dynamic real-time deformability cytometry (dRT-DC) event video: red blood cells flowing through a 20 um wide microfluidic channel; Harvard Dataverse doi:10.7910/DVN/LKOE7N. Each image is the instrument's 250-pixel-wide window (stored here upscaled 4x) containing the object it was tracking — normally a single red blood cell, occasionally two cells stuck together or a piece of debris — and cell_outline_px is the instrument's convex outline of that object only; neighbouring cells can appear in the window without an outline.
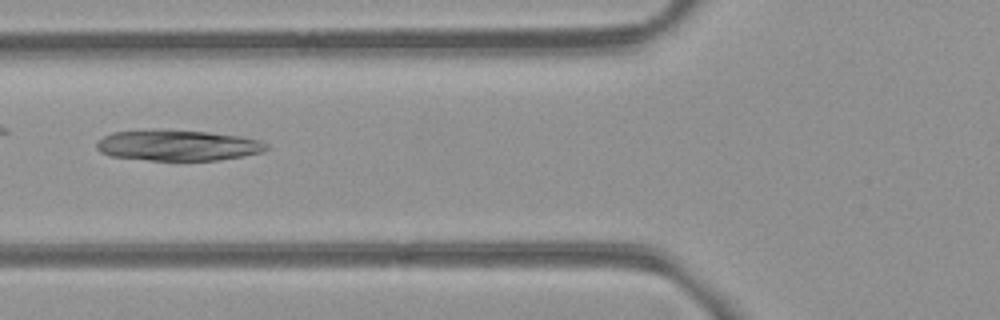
{"species": "common noctule bat (a hibernating species)", "species_latin": "Nyctalus noctula", "temperature_condition": "room temperature", "stored_images_in_passage": 6, "camera_frame_rate_fps": 3000, "um_per_image_px": 0.085, "animal": {"sex": "female", "body_mass_g": 21.9}, "frame": {"image": 1, "passage_image": 5, "time_ms": 5.667, "image_size_px": [1000, 320], "cell_outline_px": [[268, 148], [260, 152], [240, 156], [216, 160], [148, 160], [112, 156], [100, 152], [96, 148], [96, 144], [104, 136], [112, 132], [208, 132], [240, 136], [260, 140], [268, 144]], "centroid_in_image_um": [15.14, 12.39], "position_along_channel_um": 110.7, "area_um2": 29.19}}
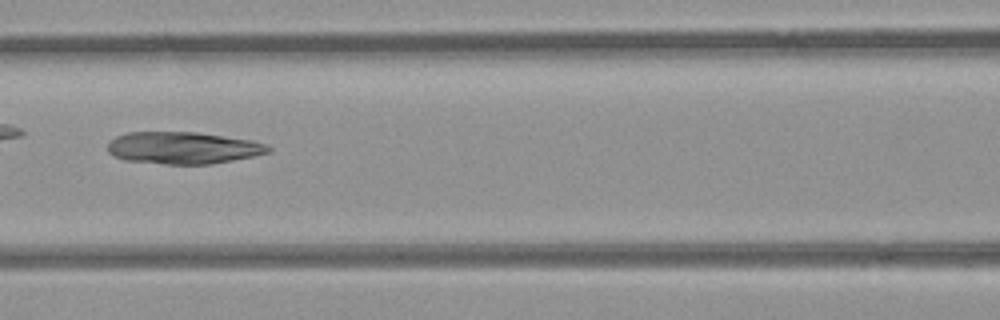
{"frame": {"image": 2, "passage_image": 6, "time_ms": 6.667, "image_size_px": [1000, 320], "cell_outline_px": [[272, 148], [268, 152], [252, 156], [212, 164], [164, 164], [124, 160], [112, 156], [108, 152], [108, 144], [116, 136], [128, 132], [196, 132], [252, 140], [268, 144]], "centroid_in_image_um": [15.54, 12.57], "position_along_channel_um": 151.1, "area_um2": 30.0}}